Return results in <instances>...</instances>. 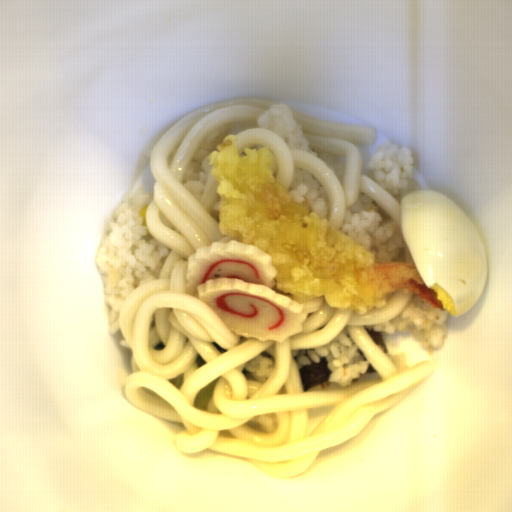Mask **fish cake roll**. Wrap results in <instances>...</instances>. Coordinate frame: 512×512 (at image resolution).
Wrapping results in <instances>:
<instances>
[{
  "label": "fish cake roll",
  "instance_id": "fish-cake-roll-1",
  "mask_svg": "<svg viewBox=\"0 0 512 512\" xmlns=\"http://www.w3.org/2000/svg\"><path fill=\"white\" fill-rule=\"evenodd\" d=\"M272 256L233 239L199 247L187 258L186 294L210 306L237 336L283 343L303 330L304 304L272 288Z\"/></svg>",
  "mask_w": 512,
  "mask_h": 512
}]
</instances>
